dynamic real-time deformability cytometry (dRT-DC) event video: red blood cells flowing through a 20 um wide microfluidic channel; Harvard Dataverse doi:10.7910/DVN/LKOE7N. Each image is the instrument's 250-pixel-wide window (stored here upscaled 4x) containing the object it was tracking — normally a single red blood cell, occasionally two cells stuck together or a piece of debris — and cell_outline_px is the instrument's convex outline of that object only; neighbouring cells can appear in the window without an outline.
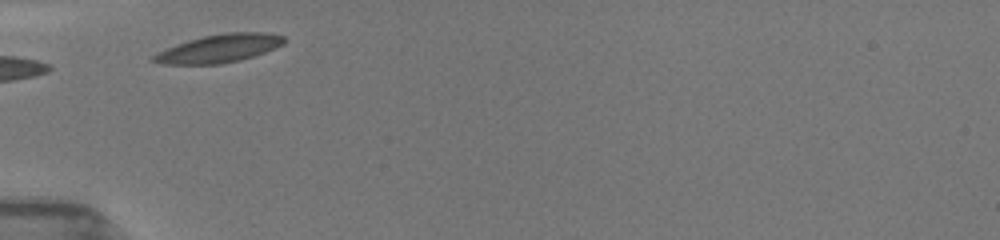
{"species": "common noctule bat (a hibernating species)", "species_latin": "Nyctalus noctula", "temperature_condition": "room temperature", "stored_images_in_passage": 22, "camera_frame_rate_fps": 3000, "um_per_image_px": 0.085, "animal": {"sex": "female", "body_mass_g": 19.5, "forearm_length_mm": 54.1}, "frame": {"image": 1, "passage_image": 1, "time_ms": 0.0, "image_size_px": [1000, 240], "cell_outline_px": [[284, 44], [264, 52], [240, 60], [220, 64], [160, 64], [152, 60], [152, 56], [176, 44], [188, 40], [204, 36], [224, 32], [264, 32], [284, 36]], "centroid_in_image_um": [18.64, 4.11], "position_along_channel_um": 66.4, "area_um2": 21.15}}
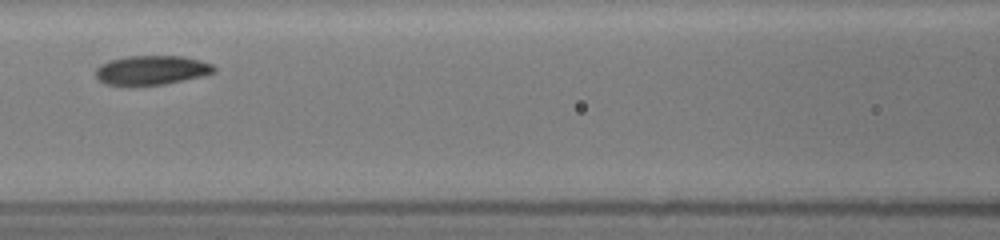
{"frame": {"image": 2, "passage_image": 7, "time_ms": 2.333, "image_size_px": [1000, 240], "cell_outline_px": [[216, 72], [204, 76], [164, 84], [108, 84], [100, 80], [96, 76], [96, 68], [100, 64], [108, 60], [128, 56], [184, 56], [200, 60], [212, 64], [216, 68]], "centroid_in_image_um": [12.94, 5.94], "position_along_channel_um": 153.7, "area_um2": 20.0}}